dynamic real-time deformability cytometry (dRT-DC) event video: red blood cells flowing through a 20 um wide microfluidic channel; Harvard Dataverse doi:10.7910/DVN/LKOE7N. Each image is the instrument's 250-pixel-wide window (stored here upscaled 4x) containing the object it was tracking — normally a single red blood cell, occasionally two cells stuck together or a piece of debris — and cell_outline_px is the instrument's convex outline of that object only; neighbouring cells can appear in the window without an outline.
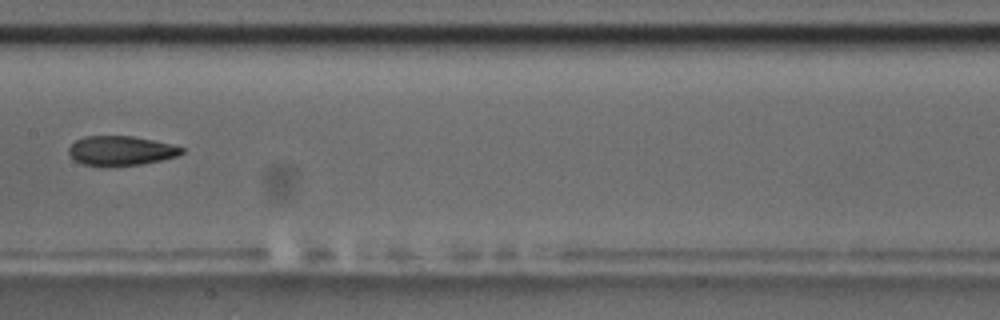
{"species": "common noctule bat (a hibernating species)", "species_latin": "Nyctalus noctula", "temperature_condition": "room temperature", "stored_images_in_passage": 8, "camera_frame_rate_fps": 3000, "um_per_image_px": 0.085, "animal": {"sex": "male", "body_mass_g": 17.5, "forearm_length_mm": 52.3}, "frame": {"image": 1, "passage_image": 6, "time_ms": 6.0, "image_size_px": [1000, 320], "cell_outline_px": [[184, 152], [176, 156], [144, 164], [84, 164], [76, 160], [68, 152], [68, 148], [76, 140], [84, 136], [132, 136], [172, 144], [184, 148]], "centroid_in_image_um": [10.31, 12.77], "position_along_channel_um": 197.1, "area_um2": 18.79}}
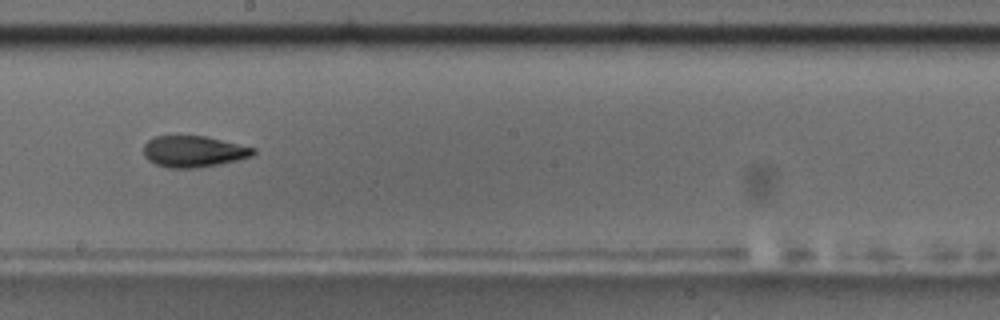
{"frame": {"image": 2, "passage_image": 7, "time_ms": 7.0, "image_size_px": [1000, 320], "cell_outline_px": [[256, 152], [252, 156], [220, 164], [196, 168], [168, 168], [156, 164], [148, 160], [144, 156], [144, 144], [152, 136], [204, 136], [256, 148]], "centroid_in_image_um": [16.43, 12.88], "position_along_channel_um": 231.8, "area_um2": 20.0}}